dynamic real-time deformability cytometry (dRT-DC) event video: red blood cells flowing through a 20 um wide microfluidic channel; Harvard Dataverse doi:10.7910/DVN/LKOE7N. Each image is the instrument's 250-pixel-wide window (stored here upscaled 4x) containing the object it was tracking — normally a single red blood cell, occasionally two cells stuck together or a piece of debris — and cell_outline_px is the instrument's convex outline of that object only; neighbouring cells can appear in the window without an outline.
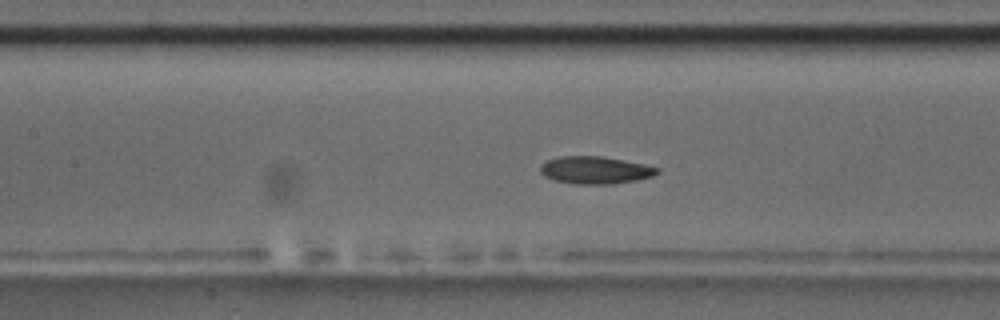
{"species": "common noctule bat (a hibernating species)", "species_latin": "Nyctalus noctula", "temperature_condition": "room temperature", "stored_images_in_passage": 56, "camera_frame_rate_fps": 3000, "um_per_image_px": 0.085, "animal": {"sex": "male", "body_mass_g": 17.5, "forearm_length_mm": 52.3}, "frame": {"image": 1, "passage_image": 25, "time_ms": 8.0, "image_size_px": [1000, 320], "cell_outline_px": [[660, 172], [652, 176], [636, 180], [612, 184], [576, 184], [552, 180], [544, 176], [540, 172], [540, 164], [548, 160], [560, 156], [600, 156], [644, 164], [660, 168]], "centroid_in_image_um": [50.57, 14.46], "position_along_channel_um": 156.8, "area_um2": 18.73}, "authors_computed_cell_mechanics": {"area_um2": 18.5538, "velocity_mm_per_s": 3.6738, "shape_relaxation_time_tau1_ms": 5.7413, "shape_relaxation_time_tau2_ms": 2.7725, "deformation_change_tau1": 0.1131, "deformation_change_tau2": 0.0807}}